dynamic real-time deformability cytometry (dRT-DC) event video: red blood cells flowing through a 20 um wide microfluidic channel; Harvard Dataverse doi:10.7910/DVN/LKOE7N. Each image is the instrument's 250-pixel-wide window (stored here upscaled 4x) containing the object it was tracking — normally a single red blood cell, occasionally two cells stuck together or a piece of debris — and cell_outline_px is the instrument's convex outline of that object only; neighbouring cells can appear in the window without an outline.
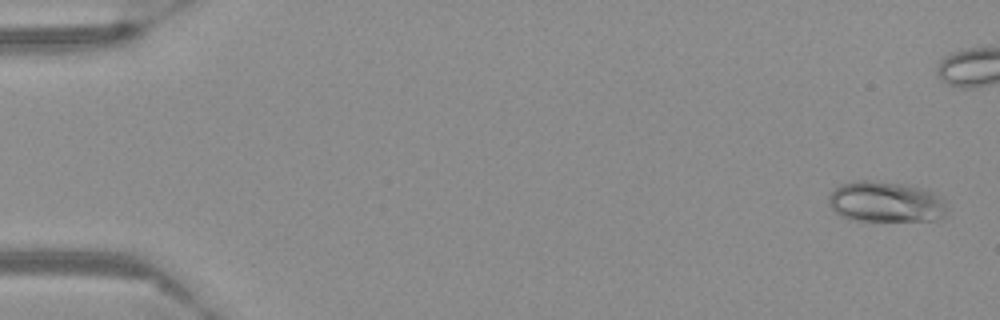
{"species": "Egyptian fruit bat (a non-hibernating species)", "species_latin": "Rousettus aegyptiacus", "temperature_condition": "warm", "stored_images_in_passage": 58, "camera_frame_rate_fps": 3000, "um_per_image_px": 0.085, "frame": {"image": 1, "passage_image": 2, "time_ms": 0.333, "image_size_px": [1000, 320], "cell_outline_px": [[944, 216], [932, 220], [860, 220], [844, 216], [836, 212], [828, 204], [828, 196], [840, 184], [860, 180], [868, 180], [904, 184], [920, 188], [932, 192], [940, 196], [944, 200]], "centroid_in_image_um": [75.26, 17.14], "position_along_channel_um": 9.7, "area_um2": 27.51}}
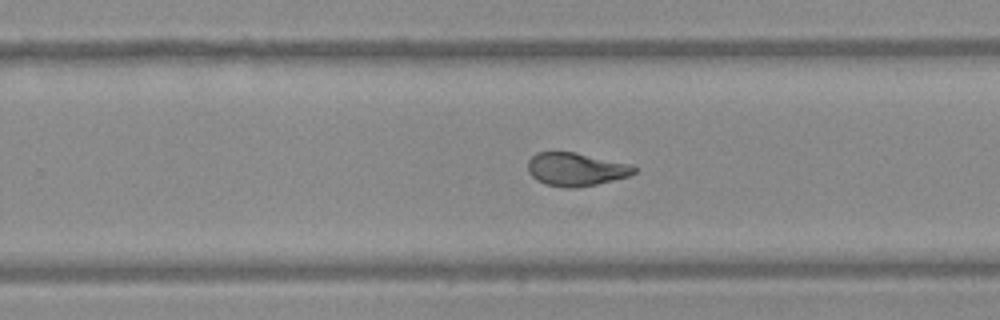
{"frame": {"image": 2, "passage_image": 37, "time_ms": 12.0, "image_size_px": [1000, 320], "cell_outline_px": [[636, 172], [628, 176], [596, 184], [576, 188], [564, 188], [544, 184], [536, 180], [528, 172], [528, 160], [536, 152], [576, 152], [632, 164], [636, 168]], "centroid_in_image_um": [48.94, 14.39], "position_along_channel_um": 280.9, "area_um2": 20.75}}
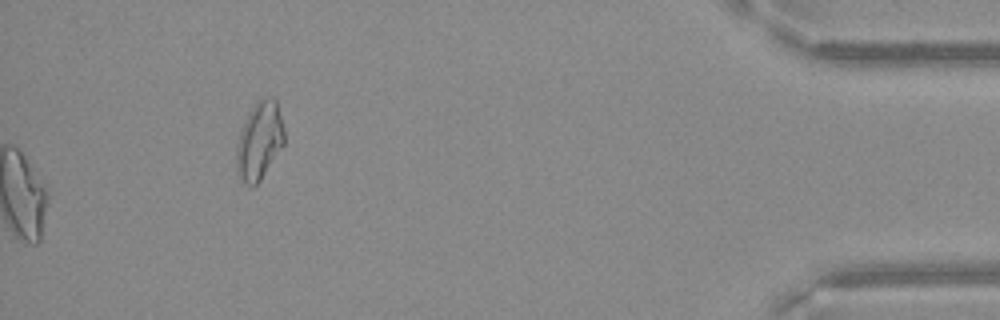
{"frame": {"image": 3, "passage_image": 58, "time_ms": 19.0, "image_size_px": [1000, 320], "cell_outline_px": [[284, 144], [260, 180], [252, 188], [236, 172], [236, 148], [240, 132], [248, 112], [260, 100], [276, 100], [284, 128]], "centroid_in_image_um": [22.04, 12.0], "position_along_channel_um": 413.2, "area_um2": 21.1}}